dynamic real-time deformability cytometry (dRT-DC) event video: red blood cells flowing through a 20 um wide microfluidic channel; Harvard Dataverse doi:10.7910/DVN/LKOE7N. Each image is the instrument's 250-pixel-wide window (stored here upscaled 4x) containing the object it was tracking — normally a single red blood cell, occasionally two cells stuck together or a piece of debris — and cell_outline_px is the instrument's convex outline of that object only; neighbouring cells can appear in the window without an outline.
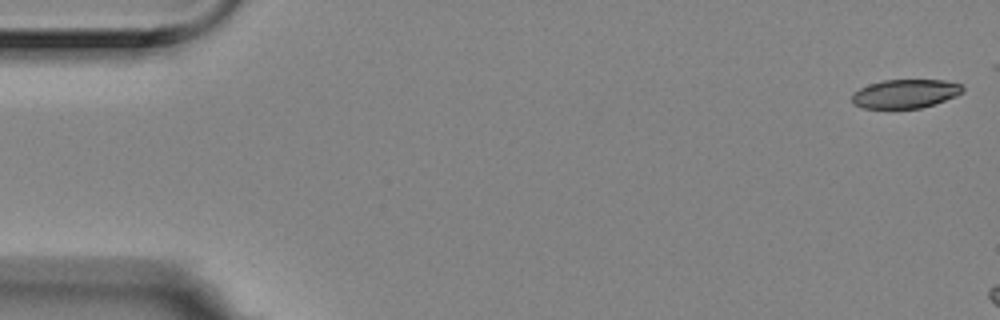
{"species": "Egyptian fruit bat (a non-hibernating species)", "species_latin": "Rousettus aegyptiacus", "temperature_condition": "room temperature", "stored_images_in_passage": 3, "camera_frame_rate_fps": 3000, "um_per_image_px": 0.085, "animal": {"sex": "female"}, "frame": {"image": 1, "passage_image": 1, "time_ms": 0.0, "image_size_px": [1000, 320], "cell_outline_px": [[964, 92], [956, 96], [920, 108], [864, 108], [852, 104], [852, 92], [868, 84], [884, 80], [944, 80], [960, 84], [964, 88]], "centroid_in_image_um": [76.92, 7.96], "position_along_channel_um": 8.1, "area_um2": 18.55}}